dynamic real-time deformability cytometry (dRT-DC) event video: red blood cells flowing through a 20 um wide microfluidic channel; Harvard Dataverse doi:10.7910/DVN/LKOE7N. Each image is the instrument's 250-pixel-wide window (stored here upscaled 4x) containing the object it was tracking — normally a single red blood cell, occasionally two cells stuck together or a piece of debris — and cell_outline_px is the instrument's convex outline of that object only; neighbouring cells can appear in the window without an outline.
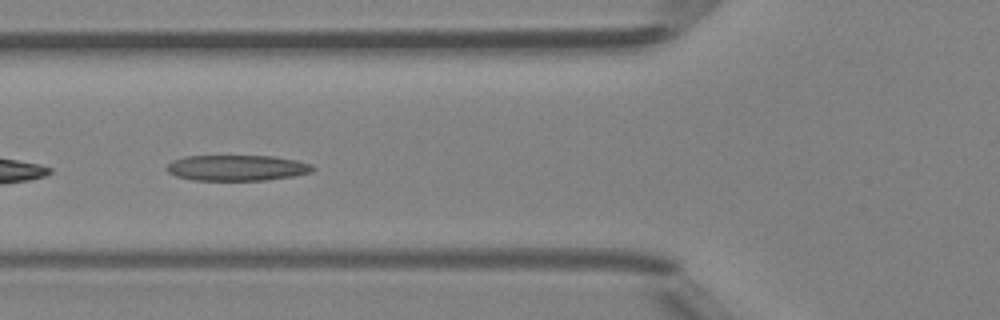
{"species": "Egyptian fruit bat (a non-hibernating species)", "species_latin": "Rousettus aegyptiacus", "temperature_condition": "room temperature", "stored_images_in_passage": 35, "camera_frame_rate_fps": 3000, "um_per_image_px": 0.085, "animal": {"sex": "female"}, "frame": {"image": 1, "passage_image": 6, "time_ms": 1.667, "image_size_px": [1000, 320], "cell_outline_px": [[316, 168], [312, 172], [292, 176], [264, 180], [192, 180], [176, 176], [168, 172], [168, 164], [172, 160], [184, 156], [276, 156], [296, 160], [312, 164]], "centroid_in_image_um": [20.16, 14.26], "position_along_channel_um": 105.6, "area_um2": 21.91}, "authors_computed_cell_mechanics": {"area_um2": 21.6172, "velocity_mm_per_s": 4.2128, "shape_relaxation_time_tau1_ms": null, "shape_relaxation_time_tau2_ms": 4.2307, "deformation_change_tau1": null, "deformation_change_tau2": 0.1472}}